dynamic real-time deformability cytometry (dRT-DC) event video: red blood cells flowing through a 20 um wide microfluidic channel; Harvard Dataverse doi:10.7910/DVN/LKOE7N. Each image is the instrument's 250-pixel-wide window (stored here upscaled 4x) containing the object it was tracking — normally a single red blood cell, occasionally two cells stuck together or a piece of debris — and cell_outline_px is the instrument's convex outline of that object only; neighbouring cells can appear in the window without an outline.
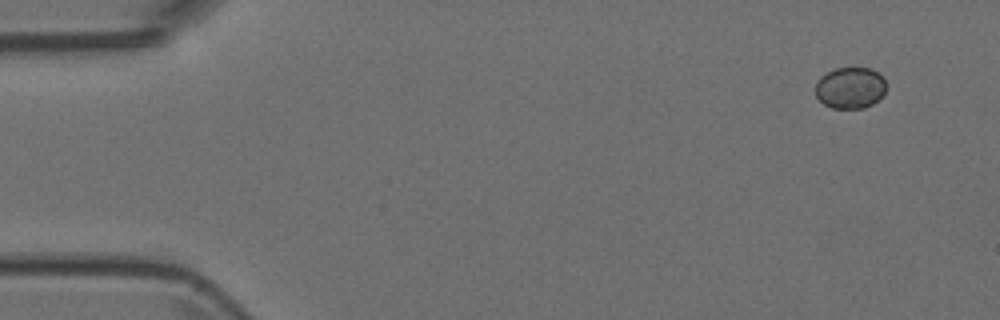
{"species": "Egyptian fruit bat (a non-hibernating species)", "species_latin": "Rousettus aegyptiacus", "temperature_condition": "room temperature", "stored_images_in_passage": 4, "camera_frame_rate_fps": 3000, "um_per_image_px": 0.085, "animal": {"sex": "female"}, "frame": {"image": 1, "passage_image": 4, "time_ms": 1.0, "image_size_px": [1000, 320], "cell_outline_px": [[884, 92], [872, 104], [864, 108], [832, 108], [824, 104], [816, 96], [816, 80], [820, 76], [836, 68], [872, 68], [884, 76]], "centroid_in_image_um": [72.25, 7.45], "position_along_channel_um": 12.8, "area_um2": 16.99}}